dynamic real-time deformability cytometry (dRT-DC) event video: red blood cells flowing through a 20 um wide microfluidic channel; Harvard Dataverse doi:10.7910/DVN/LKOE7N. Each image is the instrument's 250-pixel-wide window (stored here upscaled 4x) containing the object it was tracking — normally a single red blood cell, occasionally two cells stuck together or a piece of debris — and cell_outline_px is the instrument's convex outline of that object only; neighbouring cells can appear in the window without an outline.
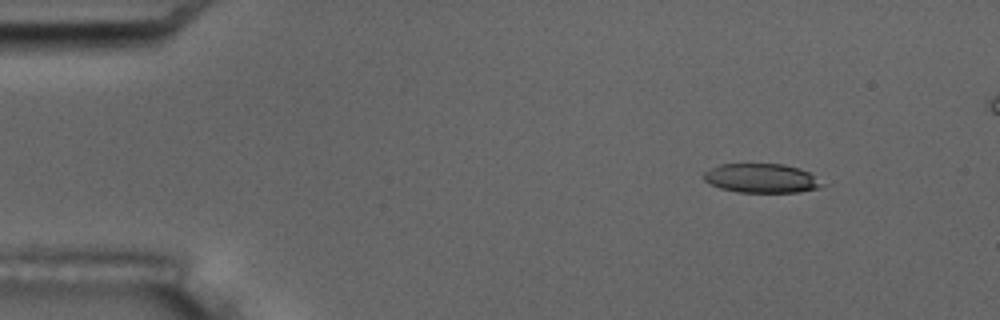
{"species": "common noctule bat (a hibernating species)", "species_latin": "Nyctalus noctula", "temperature_condition": "room temperature", "stored_images_in_passage": 5, "camera_frame_rate_fps": 3000, "um_per_image_px": 0.085, "animal": {"sex": "male", "body_mass_g": 17.5, "forearm_length_mm": 52.3}, "frame": {"image": 1, "passage_image": 1, "time_ms": 0.0, "image_size_px": [1000, 320], "cell_outline_px": [[824, 184], [820, 188], [800, 192], [736, 192], [720, 188], [704, 180], [704, 172], [720, 164], [784, 164], [800, 168], [808, 172]], "centroid_in_image_um": [64.74, 15.15], "position_along_channel_um": 20.3, "area_um2": 20.0}}